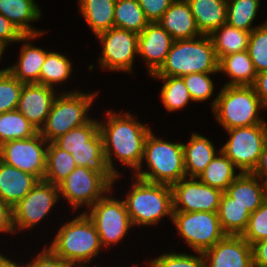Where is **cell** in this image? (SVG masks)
<instances>
[{"instance_id":"cell-1","label":"cell","mask_w":267,"mask_h":267,"mask_svg":"<svg viewBox=\"0 0 267 267\" xmlns=\"http://www.w3.org/2000/svg\"><path fill=\"white\" fill-rule=\"evenodd\" d=\"M106 116L108 118L105 123L99 121V130L109 169L120 177V173L114 167L112 158L114 155L119 162L133 168V172L142 171L145 141L151 132L150 127L136 121V117H132L129 112L123 115V112L117 114L109 110Z\"/></svg>"},{"instance_id":"cell-2","label":"cell","mask_w":267,"mask_h":267,"mask_svg":"<svg viewBox=\"0 0 267 267\" xmlns=\"http://www.w3.org/2000/svg\"><path fill=\"white\" fill-rule=\"evenodd\" d=\"M215 72L219 73V60L212 39L209 35H201L173 41L164 64L151 76L183 77L191 73Z\"/></svg>"},{"instance_id":"cell-3","label":"cell","mask_w":267,"mask_h":267,"mask_svg":"<svg viewBox=\"0 0 267 267\" xmlns=\"http://www.w3.org/2000/svg\"><path fill=\"white\" fill-rule=\"evenodd\" d=\"M54 238L49 248L70 267H89L87 264L103 248L96 227L85 212L62 225Z\"/></svg>"},{"instance_id":"cell-4","label":"cell","mask_w":267,"mask_h":267,"mask_svg":"<svg viewBox=\"0 0 267 267\" xmlns=\"http://www.w3.org/2000/svg\"><path fill=\"white\" fill-rule=\"evenodd\" d=\"M135 179L127 197L123 199L133 225H155L162 217L173 218V194L169 185Z\"/></svg>"},{"instance_id":"cell-5","label":"cell","mask_w":267,"mask_h":267,"mask_svg":"<svg viewBox=\"0 0 267 267\" xmlns=\"http://www.w3.org/2000/svg\"><path fill=\"white\" fill-rule=\"evenodd\" d=\"M211 106L217 122L225 130L267 124L258 115L264 106L252 86L224 85Z\"/></svg>"},{"instance_id":"cell-6","label":"cell","mask_w":267,"mask_h":267,"mask_svg":"<svg viewBox=\"0 0 267 267\" xmlns=\"http://www.w3.org/2000/svg\"><path fill=\"white\" fill-rule=\"evenodd\" d=\"M142 159L149 171H135V177L141 180L172 186L186 177L183 143L164 141L151 131L145 141Z\"/></svg>"},{"instance_id":"cell-7","label":"cell","mask_w":267,"mask_h":267,"mask_svg":"<svg viewBox=\"0 0 267 267\" xmlns=\"http://www.w3.org/2000/svg\"><path fill=\"white\" fill-rule=\"evenodd\" d=\"M96 93L71 91L55 97L45 125L39 133L48 142H54L69 130L86 124L91 118L87 113Z\"/></svg>"},{"instance_id":"cell-8","label":"cell","mask_w":267,"mask_h":267,"mask_svg":"<svg viewBox=\"0 0 267 267\" xmlns=\"http://www.w3.org/2000/svg\"><path fill=\"white\" fill-rule=\"evenodd\" d=\"M229 140L220 148L239 173H252L267 142V124L226 130Z\"/></svg>"},{"instance_id":"cell-9","label":"cell","mask_w":267,"mask_h":267,"mask_svg":"<svg viewBox=\"0 0 267 267\" xmlns=\"http://www.w3.org/2000/svg\"><path fill=\"white\" fill-rule=\"evenodd\" d=\"M172 221L195 253L205 252L226 235L221 228L217 212L173 211Z\"/></svg>"},{"instance_id":"cell-10","label":"cell","mask_w":267,"mask_h":267,"mask_svg":"<svg viewBox=\"0 0 267 267\" xmlns=\"http://www.w3.org/2000/svg\"><path fill=\"white\" fill-rule=\"evenodd\" d=\"M106 193L85 213L93 221L102 247L106 248L121 241L133 225L124 201L108 197Z\"/></svg>"},{"instance_id":"cell-11","label":"cell","mask_w":267,"mask_h":267,"mask_svg":"<svg viewBox=\"0 0 267 267\" xmlns=\"http://www.w3.org/2000/svg\"><path fill=\"white\" fill-rule=\"evenodd\" d=\"M48 142L38 132L31 138L17 139L0 146V160L8 165L44 179Z\"/></svg>"},{"instance_id":"cell-12","label":"cell","mask_w":267,"mask_h":267,"mask_svg":"<svg viewBox=\"0 0 267 267\" xmlns=\"http://www.w3.org/2000/svg\"><path fill=\"white\" fill-rule=\"evenodd\" d=\"M57 186L59 196L66 198L74 211L83 204L88 208L92 207L112 187L101 174L86 167H76Z\"/></svg>"},{"instance_id":"cell-13","label":"cell","mask_w":267,"mask_h":267,"mask_svg":"<svg viewBox=\"0 0 267 267\" xmlns=\"http://www.w3.org/2000/svg\"><path fill=\"white\" fill-rule=\"evenodd\" d=\"M102 44L99 66L111 71H133V62L138 55V34L113 27L96 35Z\"/></svg>"},{"instance_id":"cell-14","label":"cell","mask_w":267,"mask_h":267,"mask_svg":"<svg viewBox=\"0 0 267 267\" xmlns=\"http://www.w3.org/2000/svg\"><path fill=\"white\" fill-rule=\"evenodd\" d=\"M60 197L58 186L44 180L38 181L32 190L13 207L15 232L16 229L23 231L37 225L56 205Z\"/></svg>"},{"instance_id":"cell-15","label":"cell","mask_w":267,"mask_h":267,"mask_svg":"<svg viewBox=\"0 0 267 267\" xmlns=\"http://www.w3.org/2000/svg\"><path fill=\"white\" fill-rule=\"evenodd\" d=\"M171 188L173 211L181 212H217L223 194L221 190L204 184L197 177L182 178Z\"/></svg>"},{"instance_id":"cell-16","label":"cell","mask_w":267,"mask_h":267,"mask_svg":"<svg viewBox=\"0 0 267 267\" xmlns=\"http://www.w3.org/2000/svg\"><path fill=\"white\" fill-rule=\"evenodd\" d=\"M203 256L205 267H254L252 245L241 235H225Z\"/></svg>"},{"instance_id":"cell-17","label":"cell","mask_w":267,"mask_h":267,"mask_svg":"<svg viewBox=\"0 0 267 267\" xmlns=\"http://www.w3.org/2000/svg\"><path fill=\"white\" fill-rule=\"evenodd\" d=\"M56 91L52 87L38 83L24 84L18 102L17 110L24 115L27 120L39 132L44 126Z\"/></svg>"},{"instance_id":"cell-18","label":"cell","mask_w":267,"mask_h":267,"mask_svg":"<svg viewBox=\"0 0 267 267\" xmlns=\"http://www.w3.org/2000/svg\"><path fill=\"white\" fill-rule=\"evenodd\" d=\"M173 41L158 22L149 23L138 35V55L144 58L149 75L155 74L164 64Z\"/></svg>"},{"instance_id":"cell-19","label":"cell","mask_w":267,"mask_h":267,"mask_svg":"<svg viewBox=\"0 0 267 267\" xmlns=\"http://www.w3.org/2000/svg\"><path fill=\"white\" fill-rule=\"evenodd\" d=\"M158 23L171 35L174 41L203 35L186 0H174Z\"/></svg>"},{"instance_id":"cell-20","label":"cell","mask_w":267,"mask_h":267,"mask_svg":"<svg viewBox=\"0 0 267 267\" xmlns=\"http://www.w3.org/2000/svg\"><path fill=\"white\" fill-rule=\"evenodd\" d=\"M39 180L0 160V200L12 208L22 200Z\"/></svg>"},{"instance_id":"cell-21","label":"cell","mask_w":267,"mask_h":267,"mask_svg":"<svg viewBox=\"0 0 267 267\" xmlns=\"http://www.w3.org/2000/svg\"><path fill=\"white\" fill-rule=\"evenodd\" d=\"M40 35H24L18 62L6 69L20 82L24 84H40V71L46 59V51L40 47H34L31 39L40 37ZM28 40V41H27Z\"/></svg>"},{"instance_id":"cell-22","label":"cell","mask_w":267,"mask_h":267,"mask_svg":"<svg viewBox=\"0 0 267 267\" xmlns=\"http://www.w3.org/2000/svg\"><path fill=\"white\" fill-rule=\"evenodd\" d=\"M259 182L260 179L252 173H240L225 192L234 202L253 213L267 199V186Z\"/></svg>"},{"instance_id":"cell-23","label":"cell","mask_w":267,"mask_h":267,"mask_svg":"<svg viewBox=\"0 0 267 267\" xmlns=\"http://www.w3.org/2000/svg\"><path fill=\"white\" fill-rule=\"evenodd\" d=\"M35 0H0V14L6 17L23 35H40L45 32L31 27L30 22L41 18Z\"/></svg>"},{"instance_id":"cell-24","label":"cell","mask_w":267,"mask_h":267,"mask_svg":"<svg viewBox=\"0 0 267 267\" xmlns=\"http://www.w3.org/2000/svg\"><path fill=\"white\" fill-rule=\"evenodd\" d=\"M186 177H197L212 159L218 155L213 142L199 133H193L187 144H183Z\"/></svg>"},{"instance_id":"cell-25","label":"cell","mask_w":267,"mask_h":267,"mask_svg":"<svg viewBox=\"0 0 267 267\" xmlns=\"http://www.w3.org/2000/svg\"><path fill=\"white\" fill-rule=\"evenodd\" d=\"M203 35L226 23L227 0H186Z\"/></svg>"},{"instance_id":"cell-26","label":"cell","mask_w":267,"mask_h":267,"mask_svg":"<svg viewBox=\"0 0 267 267\" xmlns=\"http://www.w3.org/2000/svg\"><path fill=\"white\" fill-rule=\"evenodd\" d=\"M71 155L77 167H86L101 174L112 186L118 180L108 167L100 130L91 138V148L75 149Z\"/></svg>"},{"instance_id":"cell-27","label":"cell","mask_w":267,"mask_h":267,"mask_svg":"<svg viewBox=\"0 0 267 267\" xmlns=\"http://www.w3.org/2000/svg\"><path fill=\"white\" fill-rule=\"evenodd\" d=\"M219 72L231 78L224 84L228 86H252L257 75L247 50L224 56L219 61Z\"/></svg>"},{"instance_id":"cell-28","label":"cell","mask_w":267,"mask_h":267,"mask_svg":"<svg viewBox=\"0 0 267 267\" xmlns=\"http://www.w3.org/2000/svg\"><path fill=\"white\" fill-rule=\"evenodd\" d=\"M78 3L81 14L95 36L114 27L116 0H79Z\"/></svg>"},{"instance_id":"cell-29","label":"cell","mask_w":267,"mask_h":267,"mask_svg":"<svg viewBox=\"0 0 267 267\" xmlns=\"http://www.w3.org/2000/svg\"><path fill=\"white\" fill-rule=\"evenodd\" d=\"M250 214L245 207L234 202V199L223 192L217 215L226 235H242L247 228Z\"/></svg>"},{"instance_id":"cell-30","label":"cell","mask_w":267,"mask_h":267,"mask_svg":"<svg viewBox=\"0 0 267 267\" xmlns=\"http://www.w3.org/2000/svg\"><path fill=\"white\" fill-rule=\"evenodd\" d=\"M209 36L212 39L216 56L220 61L229 54L246 51L250 32L237 29L225 23L215 29Z\"/></svg>"},{"instance_id":"cell-31","label":"cell","mask_w":267,"mask_h":267,"mask_svg":"<svg viewBox=\"0 0 267 267\" xmlns=\"http://www.w3.org/2000/svg\"><path fill=\"white\" fill-rule=\"evenodd\" d=\"M217 153L218 157L216 155L197 178L204 184L225 192L240 173H235L236 167L221 149Z\"/></svg>"},{"instance_id":"cell-32","label":"cell","mask_w":267,"mask_h":267,"mask_svg":"<svg viewBox=\"0 0 267 267\" xmlns=\"http://www.w3.org/2000/svg\"><path fill=\"white\" fill-rule=\"evenodd\" d=\"M76 167L70 153L59 148L54 142L48 143L44 181L57 186Z\"/></svg>"},{"instance_id":"cell-33","label":"cell","mask_w":267,"mask_h":267,"mask_svg":"<svg viewBox=\"0 0 267 267\" xmlns=\"http://www.w3.org/2000/svg\"><path fill=\"white\" fill-rule=\"evenodd\" d=\"M149 21L138 0H116L114 9V27L140 34Z\"/></svg>"},{"instance_id":"cell-34","label":"cell","mask_w":267,"mask_h":267,"mask_svg":"<svg viewBox=\"0 0 267 267\" xmlns=\"http://www.w3.org/2000/svg\"><path fill=\"white\" fill-rule=\"evenodd\" d=\"M38 131L18 110L0 114V146L6 142L31 138Z\"/></svg>"},{"instance_id":"cell-35","label":"cell","mask_w":267,"mask_h":267,"mask_svg":"<svg viewBox=\"0 0 267 267\" xmlns=\"http://www.w3.org/2000/svg\"><path fill=\"white\" fill-rule=\"evenodd\" d=\"M261 0H227L226 23L237 29L251 32Z\"/></svg>"},{"instance_id":"cell-36","label":"cell","mask_w":267,"mask_h":267,"mask_svg":"<svg viewBox=\"0 0 267 267\" xmlns=\"http://www.w3.org/2000/svg\"><path fill=\"white\" fill-rule=\"evenodd\" d=\"M72 63L58 52H47L40 71V84L55 88L60 82L66 81L72 72Z\"/></svg>"},{"instance_id":"cell-37","label":"cell","mask_w":267,"mask_h":267,"mask_svg":"<svg viewBox=\"0 0 267 267\" xmlns=\"http://www.w3.org/2000/svg\"><path fill=\"white\" fill-rule=\"evenodd\" d=\"M163 80L161 88V100L169 112L186 107L192 98L182 77L152 76Z\"/></svg>"},{"instance_id":"cell-38","label":"cell","mask_w":267,"mask_h":267,"mask_svg":"<svg viewBox=\"0 0 267 267\" xmlns=\"http://www.w3.org/2000/svg\"><path fill=\"white\" fill-rule=\"evenodd\" d=\"M99 131V121L90 119L86 124L69 130L54 143L62 150L72 153L75 149L91 148V138Z\"/></svg>"},{"instance_id":"cell-39","label":"cell","mask_w":267,"mask_h":267,"mask_svg":"<svg viewBox=\"0 0 267 267\" xmlns=\"http://www.w3.org/2000/svg\"><path fill=\"white\" fill-rule=\"evenodd\" d=\"M23 85L6 68L0 70V114L17 110Z\"/></svg>"},{"instance_id":"cell-40","label":"cell","mask_w":267,"mask_h":267,"mask_svg":"<svg viewBox=\"0 0 267 267\" xmlns=\"http://www.w3.org/2000/svg\"><path fill=\"white\" fill-rule=\"evenodd\" d=\"M257 73L267 70V21L250 32L247 48Z\"/></svg>"},{"instance_id":"cell-41","label":"cell","mask_w":267,"mask_h":267,"mask_svg":"<svg viewBox=\"0 0 267 267\" xmlns=\"http://www.w3.org/2000/svg\"><path fill=\"white\" fill-rule=\"evenodd\" d=\"M210 74L213 73H191L182 77L193 102H203L212 96L214 83Z\"/></svg>"},{"instance_id":"cell-42","label":"cell","mask_w":267,"mask_h":267,"mask_svg":"<svg viewBox=\"0 0 267 267\" xmlns=\"http://www.w3.org/2000/svg\"><path fill=\"white\" fill-rule=\"evenodd\" d=\"M241 236L250 245L267 239V199L250 214L247 228Z\"/></svg>"},{"instance_id":"cell-43","label":"cell","mask_w":267,"mask_h":267,"mask_svg":"<svg viewBox=\"0 0 267 267\" xmlns=\"http://www.w3.org/2000/svg\"><path fill=\"white\" fill-rule=\"evenodd\" d=\"M149 262V267H205V259L200 252L195 256L172 251V253H163Z\"/></svg>"},{"instance_id":"cell-44","label":"cell","mask_w":267,"mask_h":267,"mask_svg":"<svg viewBox=\"0 0 267 267\" xmlns=\"http://www.w3.org/2000/svg\"><path fill=\"white\" fill-rule=\"evenodd\" d=\"M174 0H138L149 23L158 22Z\"/></svg>"},{"instance_id":"cell-45","label":"cell","mask_w":267,"mask_h":267,"mask_svg":"<svg viewBox=\"0 0 267 267\" xmlns=\"http://www.w3.org/2000/svg\"><path fill=\"white\" fill-rule=\"evenodd\" d=\"M31 262L24 265V267H70L64 260L56 255L49 247L42 250L36 255Z\"/></svg>"},{"instance_id":"cell-46","label":"cell","mask_w":267,"mask_h":267,"mask_svg":"<svg viewBox=\"0 0 267 267\" xmlns=\"http://www.w3.org/2000/svg\"><path fill=\"white\" fill-rule=\"evenodd\" d=\"M24 35L6 17L0 14V46L5 47L10 43L22 41ZM9 43V44H8Z\"/></svg>"},{"instance_id":"cell-47","label":"cell","mask_w":267,"mask_h":267,"mask_svg":"<svg viewBox=\"0 0 267 267\" xmlns=\"http://www.w3.org/2000/svg\"><path fill=\"white\" fill-rule=\"evenodd\" d=\"M8 232L15 234L13 225V208L0 200V233Z\"/></svg>"},{"instance_id":"cell-48","label":"cell","mask_w":267,"mask_h":267,"mask_svg":"<svg viewBox=\"0 0 267 267\" xmlns=\"http://www.w3.org/2000/svg\"><path fill=\"white\" fill-rule=\"evenodd\" d=\"M253 266L267 267V239L252 244Z\"/></svg>"},{"instance_id":"cell-49","label":"cell","mask_w":267,"mask_h":267,"mask_svg":"<svg viewBox=\"0 0 267 267\" xmlns=\"http://www.w3.org/2000/svg\"><path fill=\"white\" fill-rule=\"evenodd\" d=\"M252 87L264 108L267 109V70L257 73Z\"/></svg>"},{"instance_id":"cell-50","label":"cell","mask_w":267,"mask_h":267,"mask_svg":"<svg viewBox=\"0 0 267 267\" xmlns=\"http://www.w3.org/2000/svg\"><path fill=\"white\" fill-rule=\"evenodd\" d=\"M252 174L257 176L267 186V142L264 145L263 151L260 155L259 162Z\"/></svg>"},{"instance_id":"cell-51","label":"cell","mask_w":267,"mask_h":267,"mask_svg":"<svg viewBox=\"0 0 267 267\" xmlns=\"http://www.w3.org/2000/svg\"><path fill=\"white\" fill-rule=\"evenodd\" d=\"M0 267H24V265L20 266L17 264V262L15 263L14 261L10 260V258L8 259V257L0 254Z\"/></svg>"},{"instance_id":"cell-52","label":"cell","mask_w":267,"mask_h":267,"mask_svg":"<svg viewBox=\"0 0 267 267\" xmlns=\"http://www.w3.org/2000/svg\"><path fill=\"white\" fill-rule=\"evenodd\" d=\"M4 53V49L0 46V58L2 57V54ZM1 61V59H0Z\"/></svg>"}]
</instances>
